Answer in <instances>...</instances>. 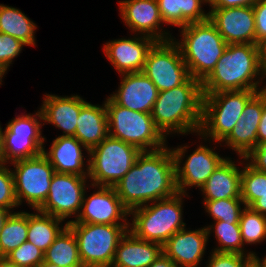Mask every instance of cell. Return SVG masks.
Instances as JSON below:
<instances>
[{"mask_svg":"<svg viewBox=\"0 0 266 267\" xmlns=\"http://www.w3.org/2000/svg\"><path fill=\"white\" fill-rule=\"evenodd\" d=\"M114 188L129 211L174 196L178 191L171 149L166 145L158 150L142 151Z\"/></svg>","mask_w":266,"mask_h":267,"instance_id":"obj_1","label":"cell"},{"mask_svg":"<svg viewBox=\"0 0 266 267\" xmlns=\"http://www.w3.org/2000/svg\"><path fill=\"white\" fill-rule=\"evenodd\" d=\"M202 108V82L190 77L178 87L158 92L151 116L165 137L174 133L198 134Z\"/></svg>","mask_w":266,"mask_h":267,"instance_id":"obj_2","label":"cell"},{"mask_svg":"<svg viewBox=\"0 0 266 267\" xmlns=\"http://www.w3.org/2000/svg\"><path fill=\"white\" fill-rule=\"evenodd\" d=\"M262 80L259 45L228 44L215 69L202 82V91L203 94H211L231 90H264L266 86L260 87Z\"/></svg>","mask_w":266,"mask_h":267,"instance_id":"obj_3","label":"cell"},{"mask_svg":"<svg viewBox=\"0 0 266 267\" xmlns=\"http://www.w3.org/2000/svg\"><path fill=\"white\" fill-rule=\"evenodd\" d=\"M180 30L181 40H173L181 50L190 76L203 82L215 69L228 44L209 19L189 23Z\"/></svg>","mask_w":266,"mask_h":267,"instance_id":"obj_4","label":"cell"},{"mask_svg":"<svg viewBox=\"0 0 266 267\" xmlns=\"http://www.w3.org/2000/svg\"><path fill=\"white\" fill-rule=\"evenodd\" d=\"M184 196L189 197L177 192L172 197L132 209L129 230L139 239L163 245L186 226L182 220Z\"/></svg>","mask_w":266,"mask_h":267,"instance_id":"obj_5","label":"cell"},{"mask_svg":"<svg viewBox=\"0 0 266 267\" xmlns=\"http://www.w3.org/2000/svg\"><path fill=\"white\" fill-rule=\"evenodd\" d=\"M258 91L261 90H231L203 94L202 120L198 135L205 142L212 140L221 146V142L237 124L247 102Z\"/></svg>","mask_w":266,"mask_h":267,"instance_id":"obj_6","label":"cell"},{"mask_svg":"<svg viewBox=\"0 0 266 267\" xmlns=\"http://www.w3.org/2000/svg\"><path fill=\"white\" fill-rule=\"evenodd\" d=\"M105 106L108 134L142 151H154L167 145V138L156 127L151 113L137 112L118 105L110 96Z\"/></svg>","mask_w":266,"mask_h":267,"instance_id":"obj_7","label":"cell"},{"mask_svg":"<svg viewBox=\"0 0 266 267\" xmlns=\"http://www.w3.org/2000/svg\"><path fill=\"white\" fill-rule=\"evenodd\" d=\"M140 153L135 146L108 135L87 155L89 185L115 187L135 164Z\"/></svg>","mask_w":266,"mask_h":267,"instance_id":"obj_8","label":"cell"},{"mask_svg":"<svg viewBox=\"0 0 266 267\" xmlns=\"http://www.w3.org/2000/svg\"><path fill=\"white\" fill-rule=\"evenodd\" d=\"M75 234L79 257L84 267H111L115 251L129 224L68 222Z\"/></svg>","mask_w":266,"mask_h":267,"instance_id":"obj_9","label":"cell"},{"mask_svg":"<svg viewBox=\"0 0 266 267\" xmlns=\"http://www.w3.org/2000/svg\"><path fill=\"white\" fill-rule=\"evenodd\" d=\"M34 115V116H33ZM41 110L35 114H21L8 122L3 131L1 163L11 164L38 156L44 149L45 137Z\"/></svg>","mask_w":266,"mask_h":267,"instance_id":"obj_10","label":"cell"},{"mask_svg":"<svg viewBox=\"0 0 266 267\" xmlns=\"http://www.w3.org/2000/svg\"><path fill=\"white\" fill-rule=\"evenodd\" d=\"M11 165L14 167L12 173L18 205L26 201L27 205L37 210L48 196L55 169L43 153L12 162Z\"/></svg>","mask_w":266,"mask_h":267,"instance_id":"obj_11","label":"cell"},{"mask_svg":"<svg viewBox=\"0 0 266 267\" xmlns=\"http://www.w3.org/2000/svg\"><path fill=\"white\" fill-rule=\"evenodd\" d=\"M143 72L155 84L158 92L178 87L191 77L174 40L156 42L152 46Z\"/></svg>","mask_w":266,"mask_h":267,"instance_id":"obj_12","label":"cell"},{"mask_svg":"<svg viewBox=\"0 0 266 267\" xmlns=\"http://www.w3.org/2000/svg\"><path fill=\"white\" fill-rule=\"evenodd\" d=\"M188 147L187 145H178L175 149H171L175 164L177 191L185 195H188L187 189L189 187L194 186L201 189L207 179L227 158L220 156L212 147L209 148L208 145L200 144L192 154L187 155L183 162Z\"/></svg>","mask_w":266,"mask_h":267,"instance_id":"obj_13","label":"cell"},{"mask_svg":"<svg viewBox=\"0 0 266 267\" xmlns=\"http://www.w3.org/2000/svg\"><path fill=\"white\" fill-rule=\"evenodd\" d=\"M87 179L89 178L75 174L55 173L48 196L37 210L62 220L73 215L76 219L82 208L84 193L89 189Z\"/></svg>","mask_w":266,"mask_h":267,"instance_id":"obj_14","label":"cell"},{"mask_svg":"<svg viewBox=\"0 0 266 267\" xmlns=\"http://www.w3.org/2000/svg\"><path fill=\"white\" fill-rule=\"evenodd\" d=\"M97 188L89 197L84 193L80 214L75 220L92 224H129L130 211L123 205L114 187L93 186ZM128 220V221H127Z\"/></svg>","mask_w":266,"mask_h":267,"instance_id":"obj_15","label":"cell"},{"mask_svg":"<svg viewBox=\"0 0 266 267\" xmlns=\"http://www.w3.org/2000/svg\"><path fill=\"white\" fill-rule=\"evenodd\" d=\"M118 4L121 19L132 33L151 37L156 42L173 40V36L160 27L164 22L157 0H121Z\"/></svg>","mask_w":266,"mask_h":267,"instance_id":"obj_16","label":"cell"},{"mask_svg":"<svg viewBox=\"0 0 266 267\" xmlns=\"http://www.w3.org/2000/svg\"><path fill=\"white\" fill-rule=\"evenodd\" d=\"M209 21L227 44H256L255 17L252 6L215 8Z\"/></svg>","mask_w":266,"mask_h":267,"instance_id":"obj_17","label":"cell"},{"mask_svg":"<svg viewBox=\"0 0 266 267\" xmlns=\"http://www.w3.org/2000/svg\"><path fill=\"white\" fill-rule=\"evenodd\" d=\"M156 41L147 36L136 35L132 38H120L108 41L103 51L108 61L121 75L142 72L149 50Z\"/></svg>","mask_w":266,"mask_h":267,"instance_id":"obj_18","label":"cell"},{"mask_svg":"<svg viewBox=\"0 0 266 267\" xmlns=\"http://www.w3.org/2000/svg\"><path fill=\"white\" fill-rule=\"evenodd\" d=\"M208 239L205 226L193 231L185 227L162 245V251L178 267H200Z\"/></svg>","mask_w":266,"mask_h":267,"instance_id":"obj_19","label":"cell"},{"mask_svg":"<svg viewBox=\"0 0 266 267\" xmlns=\"http://www.w3.org/2000/svg\"><path fill=\"white\" fill-rule=\"evenodd\" d=\"M263 110V90L258 91L246 104L237 124L222 141L242 158L257 146V131Z\"/></svg>","mask_w":266,"mask_h":267,"instance_id":"obj_20","label":"cell"},{"mask_svg":"<svg viewBox=\"0 0 266 267\" xmlns=\"http://www.w3.org/2000/svg\"><path fill=\"white\" fill-rule=\"evenodd\" d=\"M118 90L110 97L118 104L137 112L151 113L157 99L155 84L144 74L134 72L121 74Z\"/></svg>","mask_w":266,"mask_h":267,"instance_id":"obj_21","label":"cell"},{"mask_svg":"<svg viewBox=\"0 0 266 267\" xmlns=\"http://www.w3.org/2000/svg\"><path fill=\"white\" fill-rule=\"evenodd\" d=\"M82 148L89 154V150L75 136L60 135L52 141L49 151L44 148L42 153L48 158L56 173L88 177L89 163H84Z\"/></svg>","mask_w":266,"mask_h":267,"instance_id":"obj_22","label":"cell"},{"mask_svg":"<svg viewBox=\"0 0 266 267\" xmlns=\"http://www.w3.org/2000/svg\"><path fill=\"white\" fill-rule=\"evenodd\" d=\"M40 107L44 125L46 123L61 129L62 136H74L81 107L85 99L78 95L58 96L46 94Z\"/></svg>","mask_w":266,"mask_h":267,"instance_id":"obj_23","label":"cell"},{"mask_svg":"<svg viewBox=\"0 0 266 267\" xmlns=\"http://www.w3.org/2000/svg\"><path fill=\"white\" fill-rule=\"evenodd\" d=\"M162 252L161 244L139 239L128 230L117 246L111 267H149Z\"/></svg>","mask_w":266,"mask_h":267,"instance_id":"obj_24","label":"cell"},{"mask_svg":"<svg viewBox=\"0 0 266 267\" xmlns=\"http://www.w3.org/2000/svg\"><path fill=\"white\" fill-rule=\"evenodd\" d=\"M241 173L235 161L226 158L200 189L203 201L241 198Z\"/></svg>","mask_w":266,"mask_h":267,"instance_id":"obj_25","label":"cell"},{"mask_svg":"<svg viewBox=\"0 0 266 267\" xmlns=\"http://www.w3.org/2000/svg\"><path fill=\"white\" fill-rule=\"evenodd\" d=\"M75 137L88 149L100 144L108 134V116L104 103L93 105L86 102L80 110Z\"/></svg>","mask_w":266,"mask_h":267,"instance_id":"obj_26","label":"cell"},{"mask_svg":"<svg viewBox=\"0 0 266 267\" xmlns=\"http://www.w3.org/2000/svg\"><path fill=\"white\" fill-rule=\"evenodd\" d=\"M163 22L178 28L209 19L202 4L208 0H157Z\"/></svg>","mask_w":266,"mask_h":267,"instance_id":"obj_27","label":"cell"},{"mask_svg":"<svg viewBox=\"0 0 266 267\" xmlns=\"http://www.w3.org/2000/svg\"><path fill=\"white\" fill-rule=\"evenodd\" d=\"M36 213L28 212L27 241L33 243L44 253L55 241L60 232L67 226V222L49 214L34 210Z\"/></svg>","mask_w":266,"mask_h":267,"instance_id":"obj_28","label":"cell"},{"mask_svg":"<svg viewBox=\"0 0 266 267\" xmlns=\"http://www.w3.org/2000/svg\"><path fill=\"white\" fill-rule=\"evenodd\" d=\"M36 29L34 21L21 10L0 4V33L11 35L26 46L36 47Z\"/></svg>","mask_w":266,"mask_h":267,"instance_id":"obj_29","label":"cell"},{"mask_svg":"<svg viewBox=\"0 0 266 267\" xmlns=\"http://www.w3.org/2000/svg\"><path fill=\"white\" fill-rule=\"evenodd\" d=\"M44 261L60 267H84L75 234L67 225L44 253Z\"/></svg>","mask_w":266,"mask_h":267,"instance_id":"obj_30","label":"cell"},{"mask_svg":"<svg viewBox=\"0 0 266 267\" xmlns=\"http://www.w3.org/2000/svg\"><path fill=\"white\" fill-rule=\"evenodd\" d=\"M214 224L205 226L208 237L214 233L218 245L212 251L219 253H238L244 255H256L255 252L244 250L239 222L213 221ZM214 230V231H213Z\"/></svg>","mask_w":266,"mask_h":267,"instance_id":"obj_31","label":"cell"},{"mask_svg":"<svg viewBox=\"0 0 266 267\" xmlns=\"http://www.w3.org/2000/svg\"><path fill=\"white\" fill-rule=\"evenodd\" d=\"M27 232L28 212H12L0 232V257H6L27 241Z\"/></svg>","mask_w":266,"mask_h":267,"instance_id":"obj_32","label":"cell"},{"mask_svg":"<svg viewBox=\"0 0 266 267\" xmlns=\"http://www.w3.org/2000/svg\"><path fill=\"white\" fill-rule=\"evenodd\" d=\"M244 245L262 243L266 240V216L244 207L239 220Z\"/></svg>","mask_w":266,"mask_h":267,"instance_id":"obj_33","label":"cell"},{"mask_svg":"<svg viewBox=\"0 0 266 267\" xmlns=\"http://www.w3.org/2000/svg\"><path fill=\"white\" fill-rule=\"evenodd\" d=\"M241 173V199L250 207L261 195L266 194V172L255 170L247 161Z\"/></svg>","mask_w":266,"mask_h":267,"instance_id":"obj_34","label":"cell"},{"mask_svg":"<svg viewBox=\"0 0 266 267\" xmlns=\"http://www.w3.org/2000/svg\"><path fill=\"white\" fill-rule=\"evenodd\" d=\"M205 211L214 221L239 222L242 210L245 207L241 198L203 201ZM242 206V208H241Z\"/></svg>","mask_w":266,"mask_h":267,"instance_id":"obj_35","label":"cell"},{"mask_svg":"<svg viewBox=\"0 0 266 267\" xmlns=\"http://www.w3.org/2000/svg\"><path fill=\"white\" fill-rule=\"evenodd\" d=\"M6 257L20 267H38L44 261V252L33 243L25 241Z\"/></svg>","mask_w":266,"mask_h":267,"instance_id":"obj_36","label":"cell"},{"mask_svg":"<svg viewBox=\"0 0 266 267\" xmlns=\"http://www.w3.org/2000/svg\"><path fill=\"white\" fill-rule=\"evenodd\" d=\"M18 206L12 170L0 162V207L13 210Z\"/></svg>","mask_w":266,"mask_h":267,"instance_id":"obj_37","label":"cell"},{"mask_svg":"<svg viewBox=\"0 0 266 267\" xmlns=\"http://www.w3.org/2000/svg\"><path fill=\"white\" fill-rule=\"evenodd\" d=\"M205 267H250L253 255L212 251Z\"/></svg>","mask_w":266,"mask_h":267,"instance_id":"obj_38","label":"cell"},{"mask_svg":"<svg viewBox=\"0 0 266 267\" xmlns=\"http://www.w3.org/2000/svg\"><path fill=\"white\" fill-rule=\"evenodd\" d=\"M24 46L26 45L13 36L0 33V67L7 72Z\"/></svg>","mask_w":266,"mask_h":267,"instance_id":"obj_39","label":"cell"},{"mask_svg":"<svg viewBox=\"0 0 266 267\" xmlns=\"http://www.w3.org/2000/svg\"><path fill=\"white\" fill-rule=\"evenodd\" d=\"M256 44L266 38V0H259L254 6Z\"/></svg>","mask_w":266,"mask_h":267,"instance_id":"obj_40","label":"cell"},{"mask_svg":"<svg viewBox=\"0 0 266 267\" xmlns=\"http://www.w3.org/2000/svg\"><path fill=\"white\" fill-rule=\"evenodd\" d=\"M241 160L247 161L257 171L266 172V142L255 146Z\"/></svg>","mask_w":266,"mask_h":267,"instance_id":"obj_41","label":"cell"},{"mask_svg":"<svg viewBox=\"0 0 266 267\" xmlns=\"http://www.w3.org/2000/svg\"><path fill=\"white\" fill-rule=\"evenodd\" d=\"M259 0H208L210 10L215 8H235L254 6Z\"/></svg>","mask_w":266,"mask_h":267,"instance_id":"obj_42","label":"cell"},{"mask_svg":"<svg viewBox=\"0 0 266 267\" xmlns=\"http://www.w3.org/2000/svg\"><path fill=\"white\" fill-rule=\"evenodd\" d=\"M266 142V89L263 90V110L257 131V145Z\"/></svg>","mask_w":266,"mask_h":267,"instance_id":"obj_43","label":"cell"},{"mask_svg":"<svg viewBox=\"0 0 266 267\" xmlns=\"http://www.w3.org/2000/svg\"><path fill=\"white\" fill-rule=\"evenodd\" d=\"M149 267H178L168 256L163 252Z\"/></svg>","mask_w":266,"mask_h":267,"instance_id":"obj_44","label":"cell"},{"mask_svg":"<svg viewBox=\"0 0 266 267\" xmlns=\"http://www.w3.org/2000/svg\"><path fill=\"white\" fill-rule=\"evenodd\" d=\"M250 208L262 215L266 216V194L261 195L260 199H257Z\"/></svg>","mask_w":266,"mask_h":267,"instance_id":"obj_45","label":"cell"},{"mask_svg":"<svg viewBox=\"0 0 266 267\" xmlns=\"http://www.w3.org/2000/svg\"><path fill=\"white\" fill-rule=\"evenodd\" d=\"M260 62L263 70L264 78L266 79V38L263 39L259 44Z\"/></svg>","mask_w":266,"mask_h":267,"instance_id":"obj_46","label":"cell"},{"mask_svg":"<svg viewBox=\"0 0 266 267\" xmlns=\"http://www.w3.org/2000/svg\"><path fill=\"white\" fill-rule=\"evenodd\" d=\"M251 267H266V258H259L256 255H253L252 261H251Z\"/></svg>","mask_w":266,"mask_h":267,"instance_id":"obj_47","label":"cell"},{"mask_svg":"<svg viewBox=\"0 0 266 267\" xmlns=\"http://www.w3.org/2000/svg\"><path fill=\"white\" fill-rule=\"evenodd\" d=\"M12 213V211L7 210L5 208L0 207V232L3 228V225L6 221V219L9 217V215Z\"/></svg>","mask_w":266,"mask_h":267,"instance_id":"obj_48","label":"cell"},{"mask_svg":"<svg viewBox=\"0 0 266 267\" xmlns=\"http://www.w3.org/2000/svg\"><path fill=\"white\" fill-rule=\"evenodd\" d=\"M0 267H20L11 262L7 257H0Z\"/></svg>","mask_w":266,"mask_h":267,"instance_id":"obj_49","label":"cell"},{"mask_svg":"<svg viewBox=\"0 0 266 267\" xmlns=\"http://www.w3.org/2000/svg\"><path fill=\"white\" fill-rule=\"evenodd\" d=\"M2 141H3V130L0 125V162H1V155H2Z\"/></svg>","mask_w":266,"mask_h":267,"instance_id":"obj_50","label":"cell"},{"mask_svg":"<svg viewBox=\"0 0 266 267\" xmlns=\"http://www.w3.org/2000/svg\"><path fill=\"white\" fill-rule=\"evenodd\" d=\"M38 267H60V266L43 261Z\"/></svg>","mask_w":266,"mask_h":267,"instance_id":"obj_51","label":"cell"},{"mask_svg":"<svg viewBox=\"0 0 266 267\" xmlns=\"http://www.w3.org/2000/svg\"><path fill=\"white\" fill-rule=\"evenodd\" d=\"M7 72L2 68L0 67V86L2 84V79L4 78L3 76H5Z\"/></svg>","mask_w":266,"mask_h":267,"instance_id":"obj_52","label":"cell"}]
</instances>
